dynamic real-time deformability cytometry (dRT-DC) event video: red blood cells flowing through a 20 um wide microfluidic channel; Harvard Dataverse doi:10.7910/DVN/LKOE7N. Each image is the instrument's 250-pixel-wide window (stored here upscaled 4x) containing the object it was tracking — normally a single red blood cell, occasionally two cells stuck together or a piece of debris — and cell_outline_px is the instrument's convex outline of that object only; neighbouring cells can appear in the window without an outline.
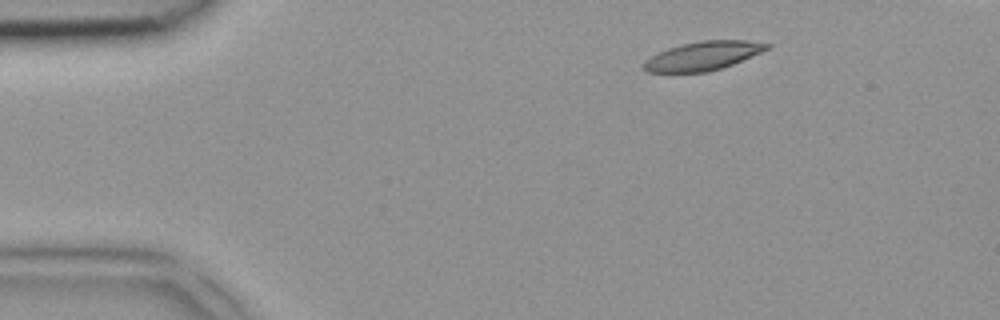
{"species": "common noctule bat (a hibernating species)", "species_latin": "Nyctalus noctula", "temperature_condition": "room temperature", "stored_images_in_passage": 3, "camera_frame_rate_fps": 3000, "um_per_image_px": 0.085, "animal": {"sex": "female", "body_mass_g": 18.4}, "frame": {"image": 1, "passage_image": 3, "time_ms": 0.667, "image_size_px": [1000, 320], "cell_outline_px": [[772, 44], [768, 48], [760, 52], [732, 64], [708, 72], [648, 72], [644, 68], [644, 60], [668, 48], [680, 44], [700, 40], [748, 40]], "centroid_in_image_um": [59.75, 4.73], "position_along_channel_um": 25.3, "area_um2": 20.4}}